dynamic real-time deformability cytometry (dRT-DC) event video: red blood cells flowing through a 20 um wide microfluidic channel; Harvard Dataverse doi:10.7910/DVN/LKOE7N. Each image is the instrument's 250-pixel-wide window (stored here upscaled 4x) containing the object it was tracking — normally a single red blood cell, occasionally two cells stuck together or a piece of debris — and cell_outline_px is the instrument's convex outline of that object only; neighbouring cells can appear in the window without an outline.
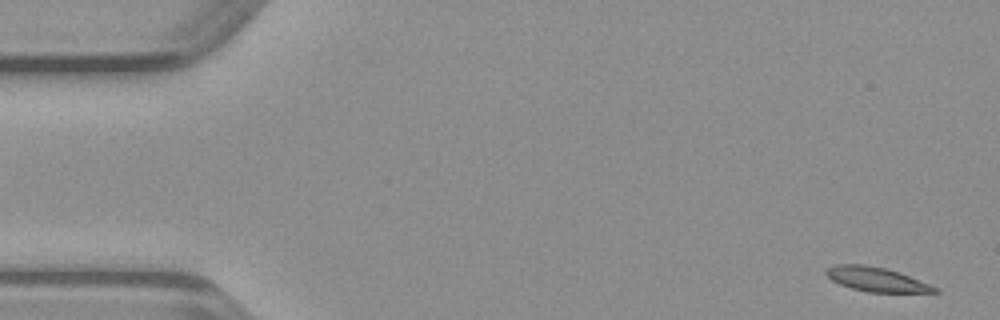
{"species": "common noctule bat (a hibernating species)", "species_latin": "Nyctalus noctula", "temperature_condition": "warm", "stored_images_in_passage": 49, "segment_of_instrument_passage": [1, 2], "camera_frame_rate_fps": 3000, "um_per_image_px": 0.085, "animal": {"sex": "male", "body_mass_g": 23.1, "forearm_length_mm": 52.7}, "frame": {"image": 1, "passage_image": 1, "time_ms": 0.0, "image_size_px": [1000, 320], "cell_outline_px": [[940, 292], [868, 292], [852, 288], [840, 284], [832, 280], [824, 272], [824, 268], [836, 264], [864, 264], [888, 268], [940, 288]], "centroid_in_image_um": [74.48, 23.73], "position_along_channel_um": 10.5, "area_um2": 15.43}}
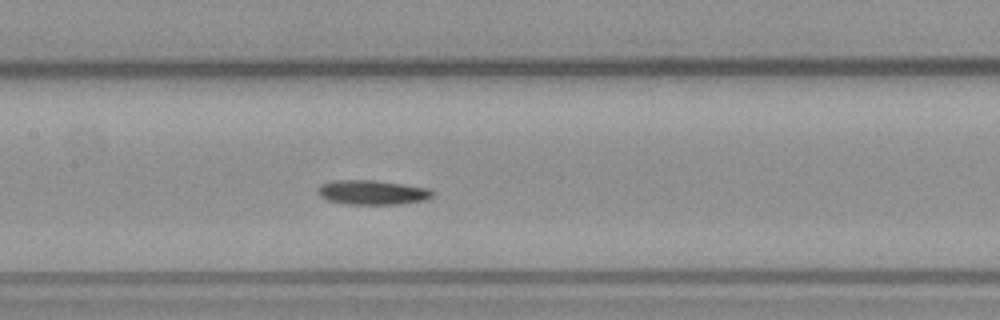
{"frame": {"image": 2, "passage_image": 22, "time_ms": 7.0, "image_size_px": [1000, 320], "cell_outline_px": [[436, 192], [428, 200], [400, 204], [344, 204], [328, 200], [320, 196], [316, 192], [316, 188], [320, 184], [328, 180], [376, 180], [432, 188]], "centroid_in_image_um": [31.66, 16.34], "position_along_channel_um": 175.7, "area_um2": 16.88}}
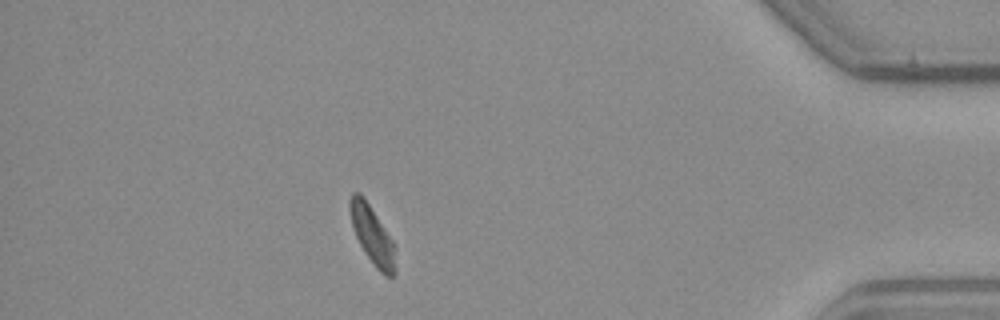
{"frame": {"image": 3, "passage_image": 42, "time_ms": 13.667, "image_size_px": [1000, 320], "cell_outline_px": [[396, 272], [392, 276], [388, 276], [380, 272], [376, 268], [364, 252], [352, 228], [348, 208], [348, 200], [352, 192], [360, 192], [396, 244]], "centroid_in_image_um": [31.65, 19.98], "position_along_channel_um": 403.6, "area_um2": 15.72}}